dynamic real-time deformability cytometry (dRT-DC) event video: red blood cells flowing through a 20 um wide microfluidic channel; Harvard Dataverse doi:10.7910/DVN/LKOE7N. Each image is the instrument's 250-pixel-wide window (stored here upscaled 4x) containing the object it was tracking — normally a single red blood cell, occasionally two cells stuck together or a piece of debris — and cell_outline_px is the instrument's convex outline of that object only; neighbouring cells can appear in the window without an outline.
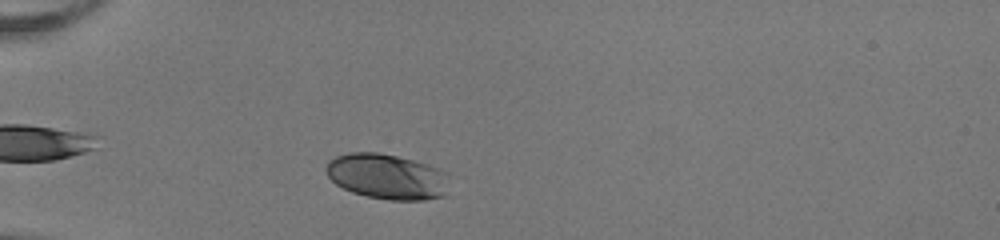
{"species": "human", "species_latin": "Homo sapiens", "temperature_condition": "room temperature", "stored_images_in_passage": 35, "camera_frame_rate_fps": 3000, "um_per_image_px": 0.085, "donor": {"sex": "female"}, "frame": {"image": 1, "passage_image": 4, "time_ms": 1.0, "image_size_px": [1000, 240], "cell_outline_px": [[448, 176], [444, 196], [424, 200], [388, 200], [368, 196], [352, 192], [336, 184], [328, 176], [324, 168], [328, 160], [336, 156], [348, 152], [380, 152], [428, 164], [444, 172]], "centroid_in_image_um": [32.85, 15.0], "position_along_channel_um": 52.2, "area_um2": 32.54}}
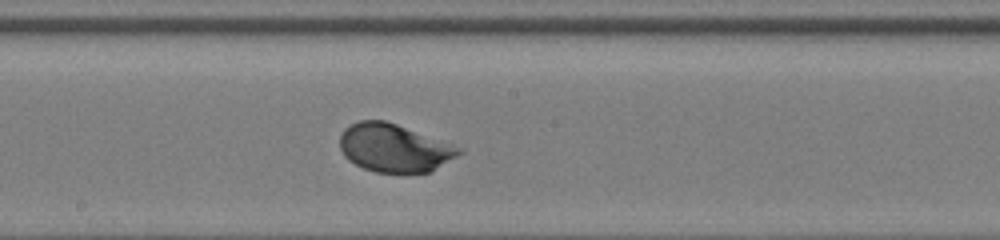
{"frame": {"image": 2, "passage_image": 18, "time_ms": 5.667, "image_size_px": [1000, 240], "cell_outline_px": [[464, 152], [428, 172], [376, 172], [364, 168], [348, 160], [344, 156], [340, 148], [340, 136], [344, 128], [360, 120], [384, 120], [396, 124], [464, 148]], "centroid_in_image_um": [33.49, 12.56], "position_along_channel_um": 214.7, "area_um2": 33.06}}
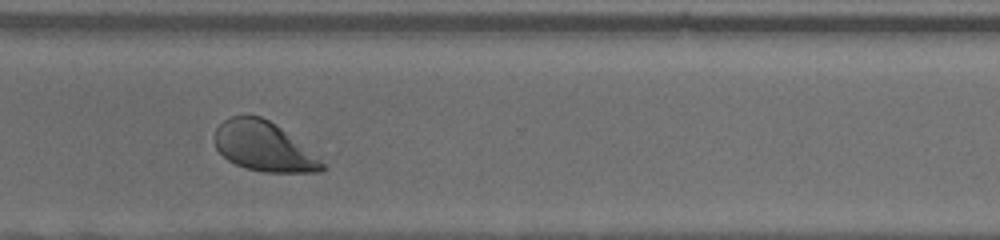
{"frame": {"image": 3, "passage_image": 28, "time_ms": 9.0, "image_size_px": [1000, 240], "cell_outline_px": [[328, 168], [320, 172], [264, 172], [244, 168], [228, 160], [216, 148], [212, 140], [212, 136], [216, 128], [224, 120], [232, 116], [260, 116], [268, 120], [280, 128], [328, 164]], "centroid_in_image_um": [22.4, 12.48], "position_along_channel_um": 348.2, "area_um2": 30.98}, "authors_computed_cell_mechanics": {"area_um2": 32.5414, "velocity_mm_per_s": 4.0041, "shape_relaxation_time_tau1_ms": 1.8178, "shape_relaxation_time_tau2_ms": null, "deformation_change_tau1": 0.1536, "deformation_change_tau2": null}}